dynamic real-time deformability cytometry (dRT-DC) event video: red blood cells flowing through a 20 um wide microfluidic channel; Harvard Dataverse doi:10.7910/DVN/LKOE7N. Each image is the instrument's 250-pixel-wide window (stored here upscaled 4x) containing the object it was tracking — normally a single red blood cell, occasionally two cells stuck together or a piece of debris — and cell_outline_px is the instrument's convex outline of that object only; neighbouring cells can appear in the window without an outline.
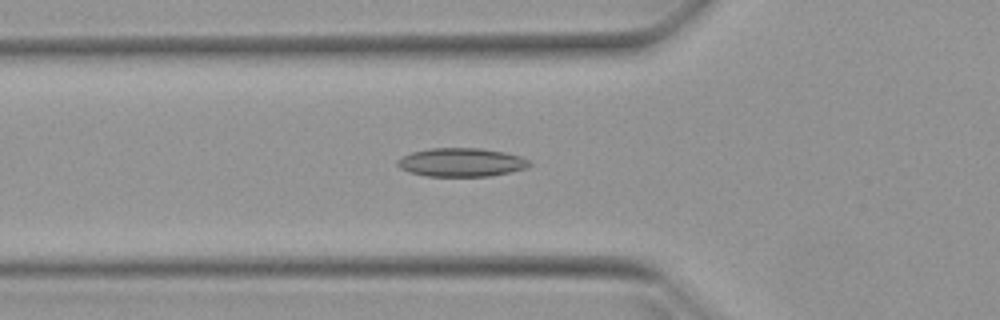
{"species": "Egyptian fruit bat (a non-hibernating species)", "species_latin": "Rousettus aegyptiacus", "temperature_condition": "warm", "stored_images_in_passage": 50, "camera_frame_rate_fps": 3000, "um_per_image_px": 0.085, "animal": {"sex": "female"}, "frame": {"image": 1, "passage_image": 17, "time_ms": 5.333, "image_size_px": [1000, 320], "cell_outline_px": [[532, 164], [528, 168], [492, 176], [428, 176], [408, 172], [400, 168], [396, 164], [396, 160], [412, 152], [432, 148], [480, 148], [504, 152], [520, 156], [532, 160]], "centroid_in_image_um": [39.26, 13.8], "position_along_channel_um": 86.5, "area_um2": 22.14}}
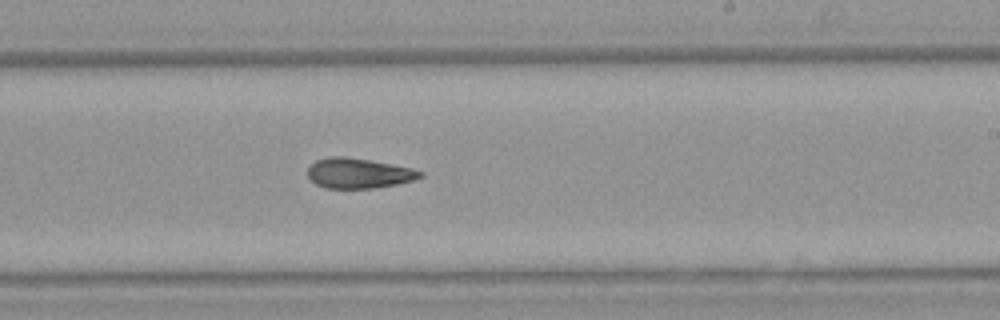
{"frame": {"image": 2, "passage_image": 30, "time_ms": 9.667, "image_size_px": [1000, 320], "cell_outline_px": [[424, 176], [412, 180], [396, 184], [372, 188], [324, 188], [316, 184], [308, 176], [308, 168], [316, 160], [328, 156], [344, 156], [392, 164], [412, 168], [424, 172]], "centroid_in_image_um": [30.48, 14.72], "position_along_channel_um": 258.5, "area_um2": 19.65}}
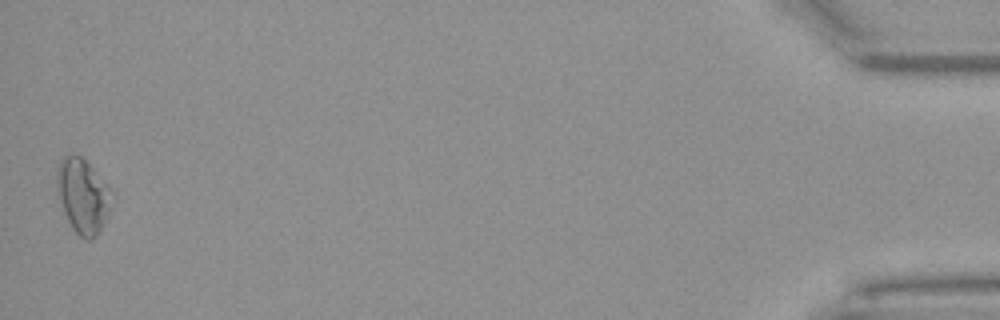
{"frame": {"image": 3, "passage_image": 50, "time_ms": 16.333, "image_size_px": [1000, 320], "cell_outline_px": [[116, 196], [96, 236], [92, 240], [88, 240], [80, 236], [72, 228], [56, 196], [56, 172], [60, 160], [64, 156], [80, 156], [116, 192]], "centroid_in_image_um": [7.05, 16.65], "position_along_channel_um": 428.1, "area_um2": 24.04}}